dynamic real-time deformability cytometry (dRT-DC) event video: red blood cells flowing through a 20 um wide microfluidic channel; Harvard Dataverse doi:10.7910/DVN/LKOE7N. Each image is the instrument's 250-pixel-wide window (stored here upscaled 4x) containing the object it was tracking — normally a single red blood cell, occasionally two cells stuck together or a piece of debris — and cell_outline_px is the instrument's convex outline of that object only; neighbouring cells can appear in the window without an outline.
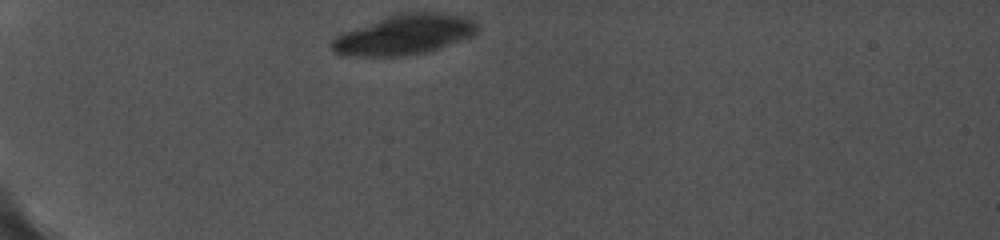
{"species": "common noctule bat (a hibernating species)", "species_latin": "Nyctalus noctula", "temperature_condition": "cold", "stored_images_in_passage": 3, "camera_frame_rate_fps": 5000, "um_per_image_px": 0.085, "animal": {"sex": "female", "body_mass_g": 19.0, "forearm_length_mm": 56.7}, "frame": {"image": 1, "passage_image": 1, "time_ms": 0.0, "image_size_px": [1000, 240], "cell_outline_px": [[480, 32], [472, 36], [440, 48], [428, 52], [404, 56], [340, 56], [332, 52], [328, 44], [332, 36], [384, 16], [400, 12], [440, 12], [468, 16], [476, 20]], "centroid_in_image_um": [34.34, 2.94], "position_along_channel_um": 50.7, "area_um2": 35.14}}